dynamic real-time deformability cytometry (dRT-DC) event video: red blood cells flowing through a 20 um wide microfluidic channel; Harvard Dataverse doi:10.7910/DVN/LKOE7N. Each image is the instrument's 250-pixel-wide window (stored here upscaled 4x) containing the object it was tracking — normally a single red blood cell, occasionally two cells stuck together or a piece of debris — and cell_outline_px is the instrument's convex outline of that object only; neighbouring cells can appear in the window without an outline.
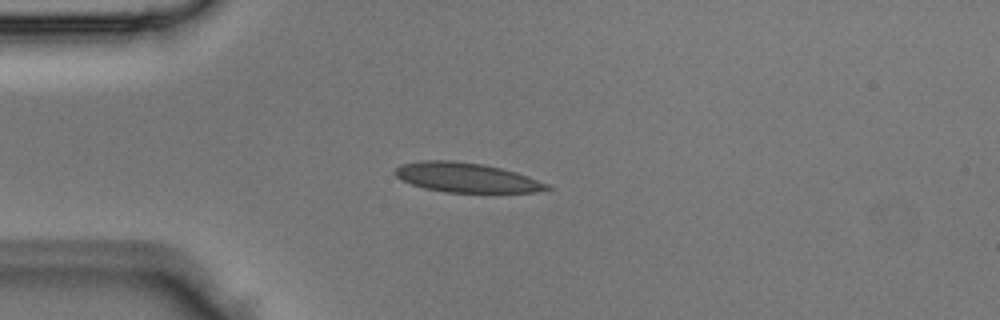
{"species": "Egyptian fruit bat (a non-hibernating species)", "species_latin": "Rousettus aegyptiacus", "temperature_condition": "room temperature", "stored_images_in_passage": 3, "camera_frame_rate_fps": 3000, "um_per_image_px": 0.085, "animal": {"sex": "male"}, "frame": {"image": 1, "passage_image": 2, "time_ms": 0.333, "image_size_px": [1000, 320], "cell_outline_px": [[552, 188], [536, 192], [444, 192], [424, 188], [412, 184], [396, 176], [392, 172], [400, 164], [420, 160], [452, 160], [484, 164], [516, 172], [528, 176], [548, 184]], "centroid_in_image_um": [39.61, 15.08], "position_along_channel_um": 45.4, "area_um2": 26.13}}